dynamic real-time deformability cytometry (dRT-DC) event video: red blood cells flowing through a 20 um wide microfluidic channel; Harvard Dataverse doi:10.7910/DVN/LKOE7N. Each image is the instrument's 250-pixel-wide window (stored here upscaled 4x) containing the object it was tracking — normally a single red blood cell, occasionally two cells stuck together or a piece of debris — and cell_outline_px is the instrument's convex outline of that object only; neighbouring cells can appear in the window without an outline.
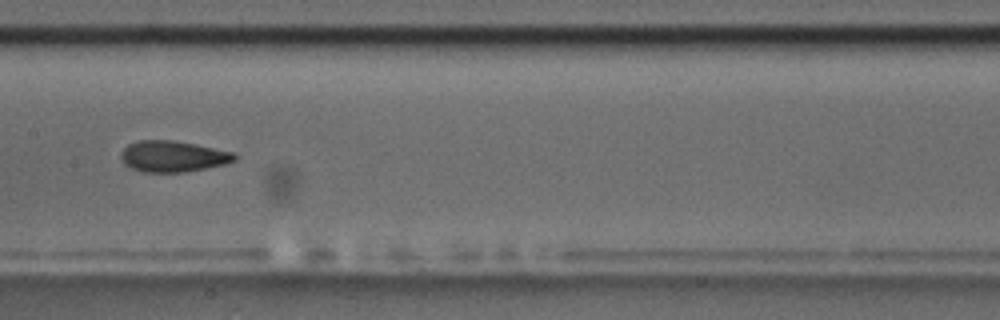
{"species": "common noctule bat (a hibernating species)", "species_latin": "Nyctalus noctula", "temperature_condition": "room temperature", "stored_images_in_passage": 9, "camera_frame_rate_fps": 3000, "um_per_image_px": 0.085, "animal": {"sex": "male", "body_mass_g": 17.5, "forearm_length_mm": 52.3}, "frame": {"image": 1, "passage_image": 8, "time_ms": 8.0, "image_size_px": [1000, 320], "cell_outline_px": [[236, 160], [224, 164], [184, 172], [144, 172], [132, 168], [124, 164], [120, 156], [120, 152], [128, 144], [140, 140], [172, 140], [196, 144], [236, 152]], "centroid_in_image_um": [14.7, 13.28], "position_along_channel_um": 192.7, "area_um2": 20.63}}
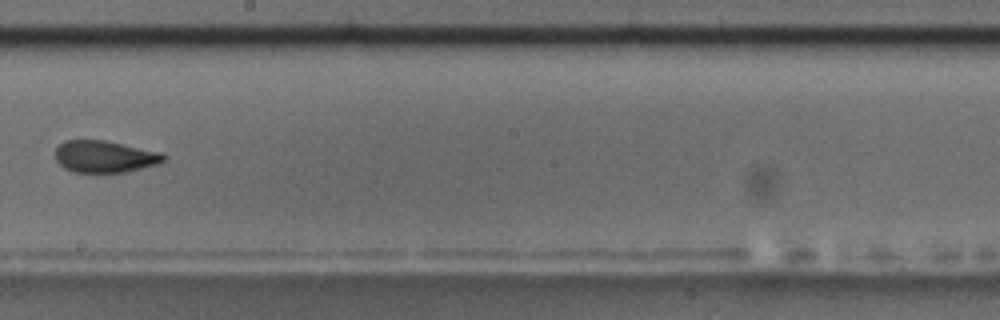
{"frame": {"image": 2, "passage_image": 9, "time_ms": 9.333, "image_size_px": [1000, 320], "cell_outline_px": [[168, 156], [160, 164], [124, 172], [72, 172], [64, 168], [56, 160], [56, 148], [64, 140], [104, 140], [160, 152]], "centroid_in_image_um": [8.91, 13.31], "position_along_channel_um": 239.3, "area_um2": 20.11}}